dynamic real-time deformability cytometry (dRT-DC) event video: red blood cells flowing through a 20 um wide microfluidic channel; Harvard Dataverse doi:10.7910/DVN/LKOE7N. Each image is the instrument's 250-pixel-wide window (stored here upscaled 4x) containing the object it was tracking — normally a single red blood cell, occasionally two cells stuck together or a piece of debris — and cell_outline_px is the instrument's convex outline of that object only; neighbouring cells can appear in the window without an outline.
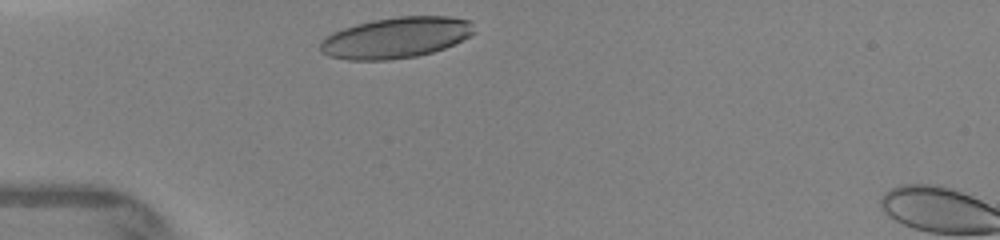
{"species": "human", "species_latin": "Homo sapiens", "temperature_condition": "warm", "stored_images_in_passage": 2, "camera_frame_rate_fps": 3000, "um_per_image_px": 0.085, "donor": {"sex": "female"}, "frame": {"image": 1, "passage_image": 1, "time_ms": 0.0, "image_size_px": [1000, 240], "cell_outline_px": [[476, 32], [444, 48], [432, 52], [416, 56], [388, 60], [348, 60], [328, 56], [320, 52], [320, 44], [332, 32], [356, 24], [372, 20], [400, 16], [448, 16], [472, 20]], "centroid_in_image_um": [33.67, 3.2], "position_along_channel_um": 51.3, "area_um2": 36.65}}